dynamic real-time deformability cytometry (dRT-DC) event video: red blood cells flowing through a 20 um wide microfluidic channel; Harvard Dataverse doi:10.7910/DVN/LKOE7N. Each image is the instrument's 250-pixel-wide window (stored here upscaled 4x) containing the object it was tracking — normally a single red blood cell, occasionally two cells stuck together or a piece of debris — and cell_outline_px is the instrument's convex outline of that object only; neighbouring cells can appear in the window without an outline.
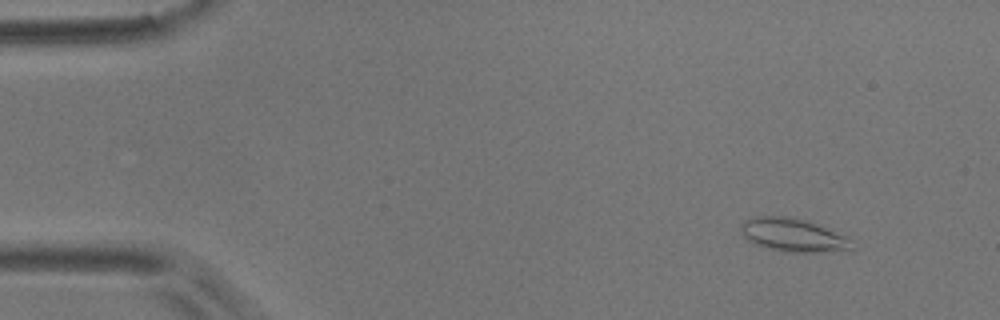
{"species": "common noctule bat (a hibernating species)", "species_latin": "Nyctalus noctula", "temperature_condition": "room temperature", "stored_images_in_passage": 4, "camera_frame_rate_fps": 3000, "um_per_image_px": 0.085, "animal": {"sex": "male", "body_mass_g": 17.9}, "frame": {"image": 1, "passage_image": 1, "time_ms": 0.0, "image_size_px": [1000, 320], "cell_outline_px": [[856, 248], [852, 252], [784, 252], [768, 248], [756, 244], [748, 240], [744, 236], [740, 228], [740, 224], [744, 220], [756, 216], [792, 216], [808, 220], [832, 228], [852, 240]], "centroid_in_image_um": [67.54, 19.98], "position_along_channel_um": 17.5, "area_um2": 22.43}}